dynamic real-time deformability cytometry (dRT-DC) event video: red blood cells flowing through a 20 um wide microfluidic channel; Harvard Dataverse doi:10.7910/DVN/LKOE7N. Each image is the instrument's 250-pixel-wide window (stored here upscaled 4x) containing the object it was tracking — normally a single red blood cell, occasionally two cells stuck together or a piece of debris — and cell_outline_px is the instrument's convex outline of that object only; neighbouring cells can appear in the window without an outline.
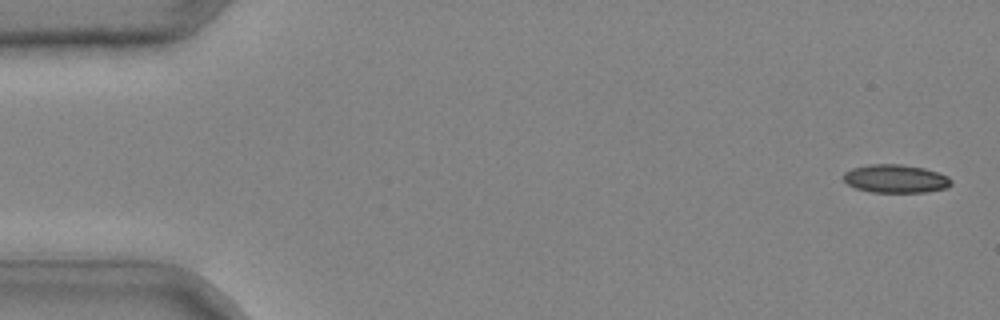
{"species": "common noctule bat (a hibernating species)", "species_latin": "Nyctalus noctula", "temperature_condition": "cold", "stored_images_in_passage": 41, "camera_frame_rate_fps": 3000, "um_per_image_px": 0.085, "animal": {"sex": "male", "body_mass_g": 20.4}, "frame": {"image": 1, "passage_image": 2, "time_ms": 0.333, "image_size_px": [1000, 320], "cell_outline_px": [[952, 184], [948, 188], [924, 192], [872, 192], [856, 188], [848, 184], [844, 180], [844, 172], [852, 168], [868, 164], [900, 164], [924, 168], [948, 176], [952, 180]], "centroid_in_image_um": [76.14, 15.19], "position_along_channel_um": 8.9, "area_um2": 17.74}}
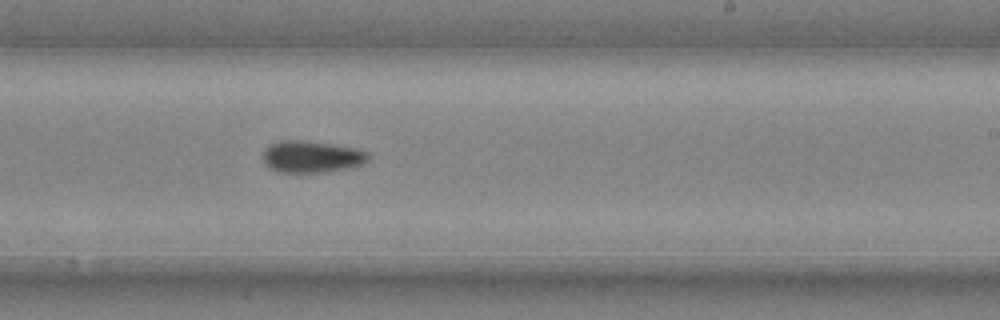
{"frame": {"image": 2, "passage_image": 27, "time_ms": 8.667, "image_size_px": [1000, 320], "cell_outline_px": [[368, 160], [364, 164], [348, 168], [324, 172], [276, 172], [268, 168], [264, 160], [264, 152], [272, 144], [280, 140], [304, 140], [360, 148], [368, 152]], "centroid_in_image_um": [26.53, 13.32], "position_along_channel_um": 262.5, "area_um2": 19.59}}
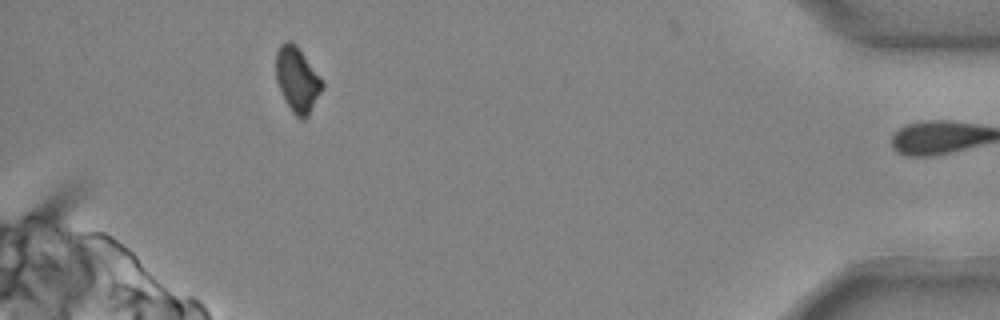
{"frame": {"image": 3, "passage_image": 40, "time_ms": 13.0, "image_size_px": [1000, 320], "cell_outline_px": [[324, 88], [308, 116], [304, 120], [300, 120], [292, 112], [276, 80], [276, 52], [280, 44], [284, 40], [292, 40], [296, 44], [324, 84]], "centroid_in_image_um": [25.26, 6.76], "position_along_channel_um": 409.9, "area_um2": 17.4}}